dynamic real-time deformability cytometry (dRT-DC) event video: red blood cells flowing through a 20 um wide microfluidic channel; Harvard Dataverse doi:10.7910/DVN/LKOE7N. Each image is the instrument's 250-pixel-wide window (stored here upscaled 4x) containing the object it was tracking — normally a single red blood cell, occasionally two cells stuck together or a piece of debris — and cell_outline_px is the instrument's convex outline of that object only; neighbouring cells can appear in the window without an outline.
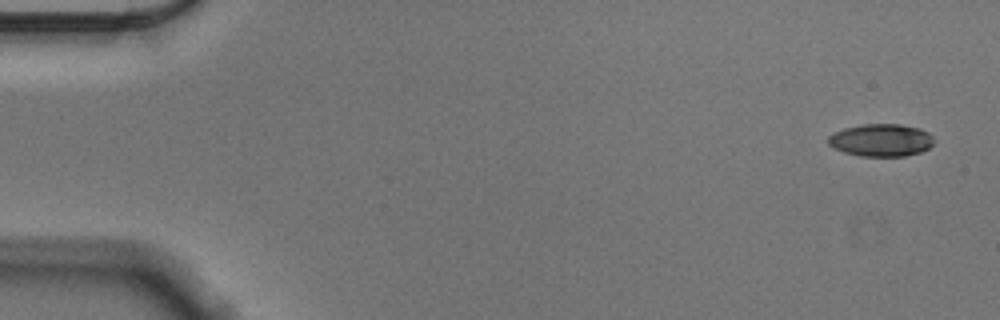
{"species": "Egyptian fruit bat (a non-hibernating species)", "species_latin": "Rousettus aegyptiacus", "temperature_condition": "cold", "stored_images_in_passage": 55, "camera_frame_rate_fps": 3000, "um_per_image_px": 0.085, "animal": {"sex": "male"}, "frame": {"image": 1, "passage_image": 1, "time_ms": 0.0, "image_size_px": [1000, 320], "cell_outline_px": [[936, 140], [928, 148], [920, 152], [904, 156], [860, 156], [844, 152], [832, 148], [828, 144], [828, 136], [844, 128], [860, 124], [900, 124], [920, 128], [928, 132]], "centroid_in_image_um": [74.89, 11.91], "position_along_channel_um": 10.1, "area_um2": 20.17}}
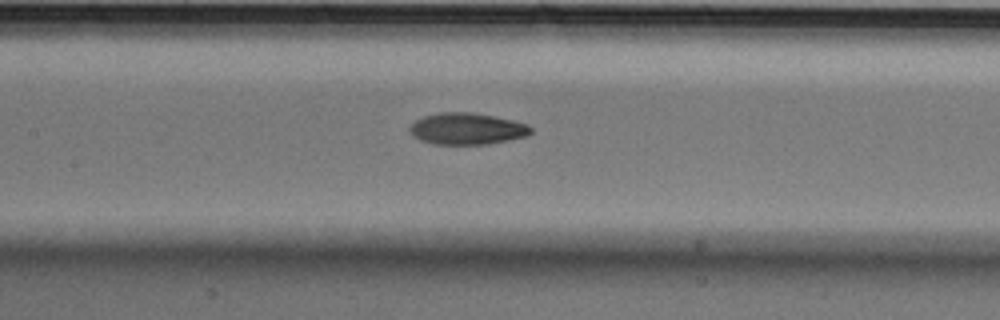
{"frame": {"image": 2, "passage_image": 25, "time_ms": 8.0, "image_size_px": [1000, 320], "cell_outline_px": [[532, 132], [528, 136], [488, 144], [432, 144], [420, 140], [412, 136], [408, 128], [416, 120], [424, 116], [440, 112], [472, 112], [512, 120], [528, 124], [532, 128]], "centroid_in_image_um": [39.69, 10.95], "position_along_channel_um": 167.7, "area_um2": 22.37}}
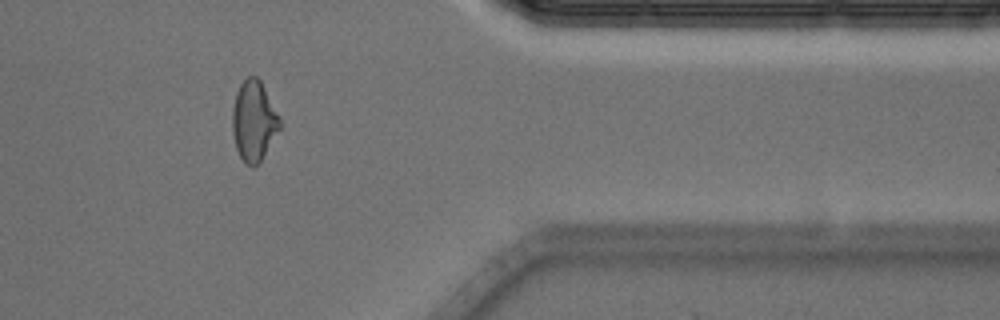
{"frame": {"image": 3, "passage_image": 45, "time_ms": 14.667, "image_size_px": [1000, 320], "cell_outline_px": [[284, 124], [260, 160], [252, 168], [240, 156], [236, 148], [232, 132], [232, 108], [236, 92], [240, 84], [248, 76], [256, 76], [260, 80], [280, 116]], "centroid_in_image_um": [21.59, 10.25], "position_along_channel_um": 389.8, "area_um2": 22.25}, "authors_computed_cell_mechanics": {"area_um2": 22.1952, "velocity_mm_per_s": 3.5907, "shape_relaxation_time_tau1_ms": 4.7415, "shape_relaxation_time_tau2_ms": 4.2653, "deformation_change_tau1": 0.1542, "deformation_change_tau2": 0.0902}}